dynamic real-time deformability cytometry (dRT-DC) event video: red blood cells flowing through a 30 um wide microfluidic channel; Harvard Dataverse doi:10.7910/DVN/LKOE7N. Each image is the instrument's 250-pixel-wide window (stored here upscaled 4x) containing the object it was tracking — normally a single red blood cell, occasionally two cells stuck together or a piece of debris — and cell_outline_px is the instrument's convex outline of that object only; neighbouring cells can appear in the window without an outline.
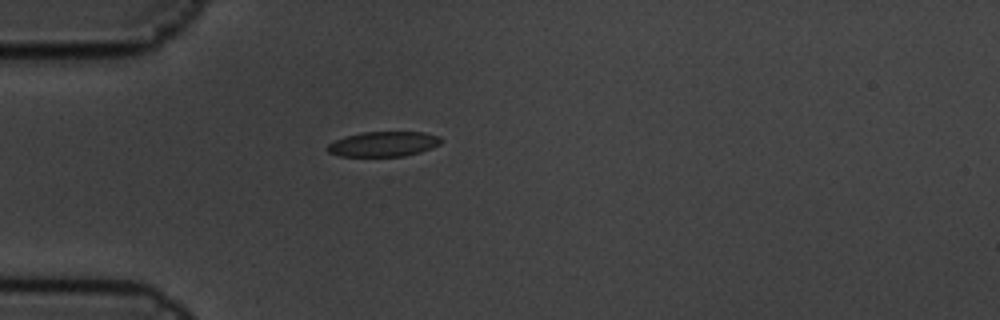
{"species": "common noctule bat (a hibernating species)", "species_latin": "Nyctalus noctula", "temperature_condition": "cold", "stored_images_in_passage": 5, "camera_frame_rate_fps": 3000, "um_per_image_px": 0.085, "animal": {"sex": "male", "body_mass_g": 19.5, "forearm_length_mm": 54.6}, "frame": {"image": 1, "passage_image": 5, "time_ms": 1.333, "image_size_px": [1000, 320], "cell_outline_px": [[444, 140], [440, 144], [432, 148], [420, 152], [404, 156], [340, 156], [328, 152], [328, 144], [344, 136], [360, 132], [424, 132], [440, 136]], "centroid_in_image_um": [32.63, 12.23], "position_along_channel_um": 52.4, "area_um2": 16.65}}